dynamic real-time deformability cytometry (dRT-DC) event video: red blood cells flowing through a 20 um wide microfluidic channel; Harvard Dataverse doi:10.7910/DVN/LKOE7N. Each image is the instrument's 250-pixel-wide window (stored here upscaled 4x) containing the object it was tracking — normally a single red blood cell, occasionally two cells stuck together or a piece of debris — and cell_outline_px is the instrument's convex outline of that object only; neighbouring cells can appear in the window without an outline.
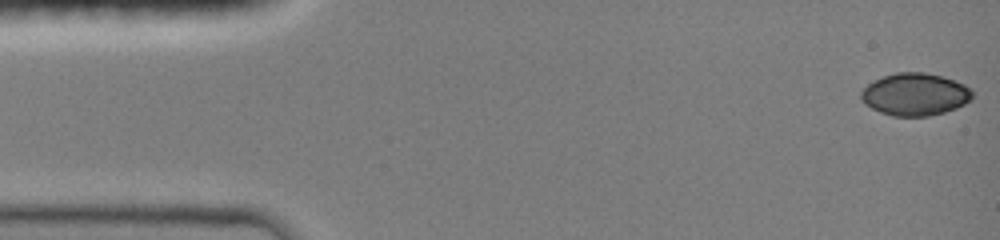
{"species": "common noctule bat (a hibernating species)", "species_latin": "Nyctalus noctula", "temperature_condition": "room temperature", "stored_images_in_passage": 10, "camera_frame_rate_fps": 3000, "um_per_image_px": 0.085, "animal": {"sex": "female", "body_mass_g": 19.0, "forearm_length_mm": 51.5}, "frame": {"image": 1, "passage_image": 1, "time_ms": 0.0, "image_size_px": [1000, 240], "cell_outline_px": [[972, 100], [956, 108], [944, 112], [928, 116], [892, 116], [880, 112], [864, 104], [860, 100], [860, 92], [868, 84], [884, 76], [896, 72], [924, 72], [940, 76], [964, 84], [972, 92]], "centroid_in_image_um": [77.75, 8.03], "position_along_channel_um": 7.3, "area_um2": 27.4}}
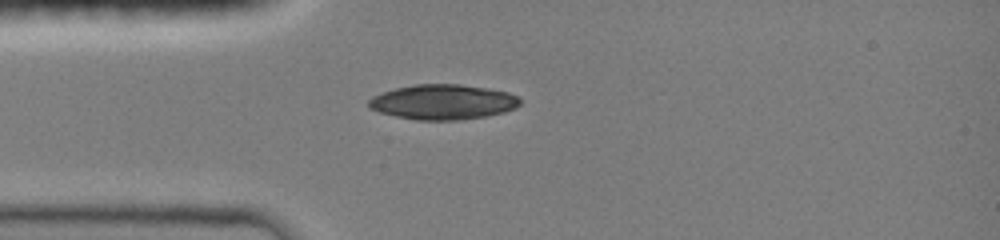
{"frame": {"image": 2, "passage_image": 9, "time_ms": 3.667, "image_size_px": [1000, 240], "cell_outline_px": [[520, 104], [516, 108], [504, 112], [484, 116], [456, 120], [416, 120], [396, 116], [380, 112], [368, 108], [368, 100], [372, 96], [396, 88], [416, 84], [460, 84], [488, 88], [508, 92], [516, 96], [520, 100]], "centroid_in_image_um": [37.64, 8.66], "position_along_channel_um": 47.4, "area_um2": 30.81}}